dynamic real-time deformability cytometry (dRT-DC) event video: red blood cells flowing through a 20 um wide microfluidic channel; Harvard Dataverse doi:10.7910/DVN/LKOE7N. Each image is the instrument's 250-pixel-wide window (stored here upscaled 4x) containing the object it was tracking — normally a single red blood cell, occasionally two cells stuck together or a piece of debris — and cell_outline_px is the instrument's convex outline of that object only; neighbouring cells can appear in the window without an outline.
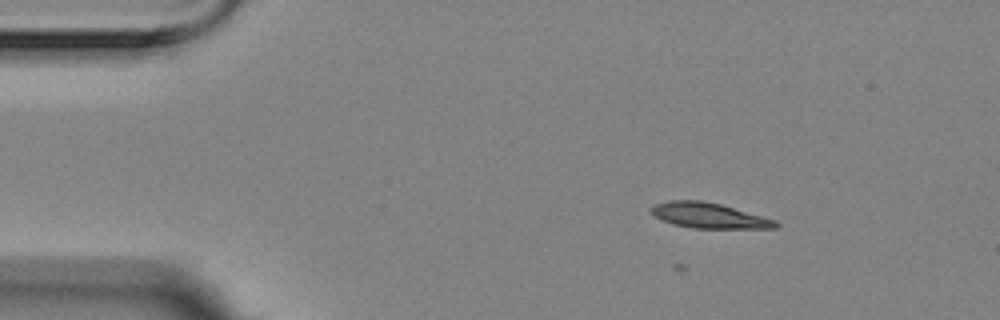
{"species": "Egyptian fruit bat (a non-hibernating species)", "species_latin": "Rousettus aegyptiacus", "temperature_condition": "room temperature", "stored_images_in_passage": 47, "camera_frame_rate_fps": 3000, "um_per_image_px": 0.085, "animal": {"sex": "female"}, "frame": {"image": 1, "passage_image": 1, "time_ms": 0.0, "image_size_px": [1000, 320], "cell_outline_px": [[780, 224], [776, 228], [692, 228], [672, 224], [656, 216], [648, 208], [656, 204], [668, 200], [704, 200], [720, 204], [776, 220]], "centroid_in_image_um": [60.25, 18.31], "position_along_channel_um": 24.7, "area_um2": 18.26}}
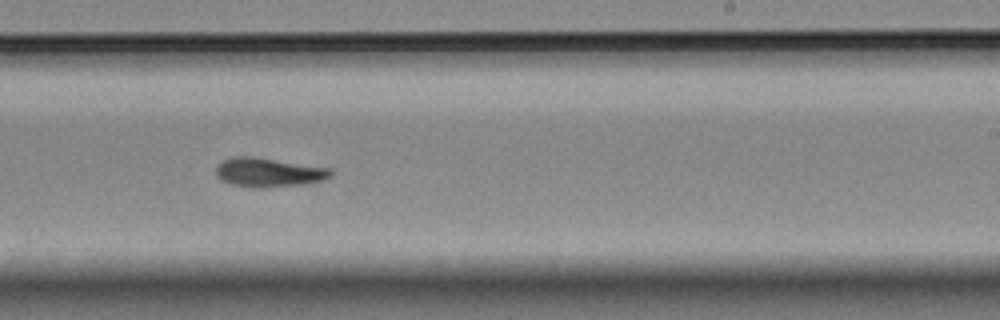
{"frame": {"image": 2, "passage_image": 27, "time_ms": 8.667, "image_size_px": [1000, 320], "cell_outline_px": [[332, 176], [308, 184], [256, 188], [232, 184], [220, 180], [216, 176], [216, 164], [220, 160], [232, 156], [256, 156], [332, 168]], "centroid_in_image_um": [22.8, 14.63], "position_along_channel_um": 266.2, "area_um2": 19.88}}
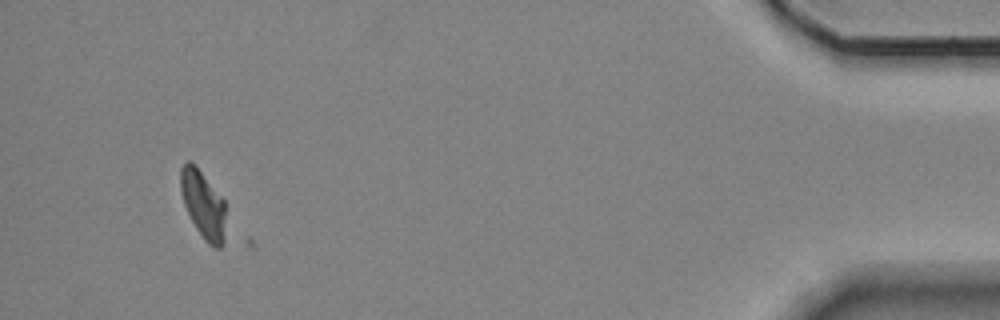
{"frame": {"image": 3, "passage_image": 46, "time_ms": 15.0, "image_size_px": [1000, 320], "cell_outline_px": [[224, 216], [220, 248], [216, 248], [208, 244], [204, 240], [196, 228], [184, 204], [180, 188], [180, 168], [188, 160], [200, 172], [224, 200]], "centroid_in_image_um": [17.22, 17.37], "position_along_channel_um": 418.0, "area_um2": 16.88}, "authors_computed_cell_mechanics": {"area_um2": 18.6694, "velocity_mm_per_s": 3.5125, "shape_relaxation_time_tau1_ms": null, "shape_relaxation_time_tau2_ms": 5.6908, "deformation_change_tau1": null, "deformation_change_tau2": 0.1064}}